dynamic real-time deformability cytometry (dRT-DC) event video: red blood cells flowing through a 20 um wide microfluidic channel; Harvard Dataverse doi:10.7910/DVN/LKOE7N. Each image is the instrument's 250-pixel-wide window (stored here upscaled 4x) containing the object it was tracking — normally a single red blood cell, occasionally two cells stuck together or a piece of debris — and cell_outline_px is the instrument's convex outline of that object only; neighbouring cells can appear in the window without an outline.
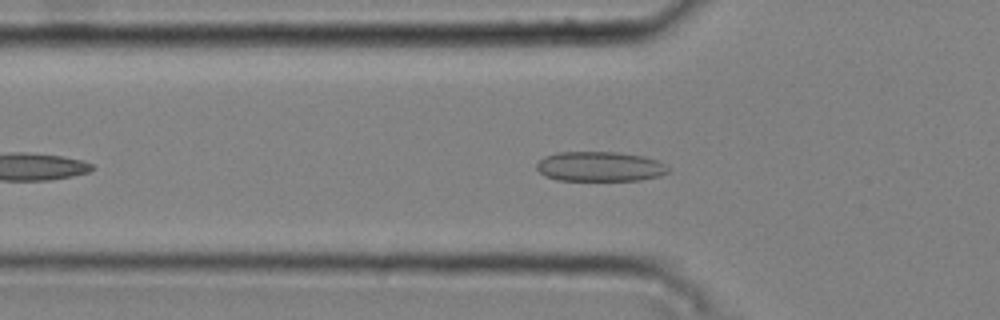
{"species": "common noctule bat (a hibernating species)", "species_latin": "Nyctalus noctula", "temperature_condition": "cold", "stored_images_in_passage": 42, "camera_frame_rate_fps": 3000, "um_per_image_px": 0.085, "animal": {"sex": "male", "body_mass_g": 20.4}, "frame": {"image": 1, "passage_image": 9, "time_ms": 2.667, "image_size_px": [1000, 320], "cell_outline_px": [[672, 168], [668, 172], [660, 176], [640, 180], [556, 180], [544, 176], [536, 168], [536, 164], [544, 156], [556, 152], [616, 152], [644, 156], [656, 160]], "centroid_in_image_um": [50.98, 14.15], "position_along_channel_um": 74.8, "area_um2": 23.0}}
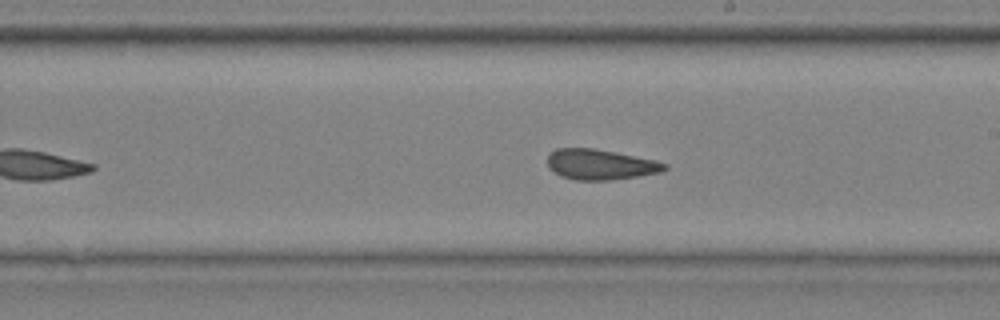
{"frame": {"image": 2, "passage_image": 22, "time_ms": 7.0, "image_size_px": [1000, 320], "cell_outline_px": [[668, 168], [660, 172], [636, 176], [608, 180], [576, 180], [560, 176], [548, 168], [548, 156], [556, 148], [592, 148], [616, 152], [656, 160], [668, 164]], "centroid_in_image_um": [51.02, 13.98], "position_along_channel_um": 238.0, "area_um2": 20.69}}
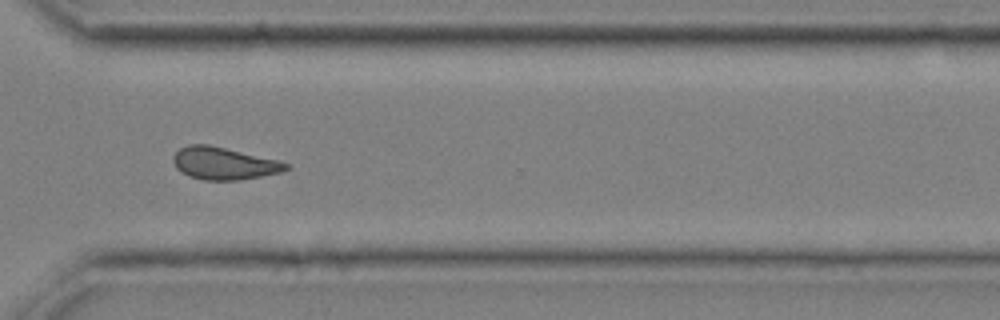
{"frame": {"image": 3, "passage_image": 31, "time_ms": 10.0, "image_size_px": [1000, 320], "cell_outline_px": [[292, 164], [288, 168], [280, 172], [240, 180], [204, 180], [188, 176], [180, 172], [176, 168], [172, 160], [172, 156], [180, 148], [188, 144], [208, 144], [280, 160]], "centroid_in_image_um": [19.01, 13.88], "position_along_channel_um": 351.6, "area_um2": 21.44}, "authors_computed_cell_mechanics": {"area_um2": 21.2993, "velocity_mm_per_s": 3.7663, "shape_relaxation_time_tau1_ms": null, "shape_relaxation_time_tau2_ms": 2.0785, "deformation_change_tau1": null, "deformation_change_tau2": 0.08}}